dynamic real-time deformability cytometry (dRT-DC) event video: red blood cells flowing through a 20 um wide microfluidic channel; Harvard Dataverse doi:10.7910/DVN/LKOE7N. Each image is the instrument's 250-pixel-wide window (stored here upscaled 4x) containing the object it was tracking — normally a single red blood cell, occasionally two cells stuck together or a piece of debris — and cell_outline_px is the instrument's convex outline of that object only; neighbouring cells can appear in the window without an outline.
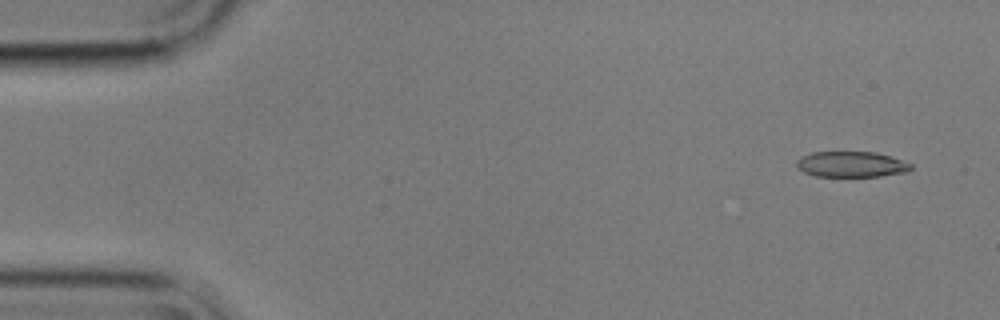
{"species": "common noctule bat (a hibernating species)", "species_latin": "Nyctalus noctula", "temperature_condition": "cold", "stored_images_in_passage": 56, "camera_frame_rate_fps": 3000, "um_per_image_px": 0.085, "animal": {"sex": "male", "body_mass_g": 17.9}, "frame": {"image": 1, "passage_image": 4, "time_ms": 1.0, "image_size_px": [1000, 320], "cell_outline_px": [[912, 168], [908, 172], [880, 176], [816, 176], [804, 172], [796, 164], [796, 160], [800, 156], [812, 152], [876, 152], [892, 156], [912, 164]], "centroid_in_image_um": [72.39, 13.96], "position_along_channel_um": 12.6, "area_um2": 17.17}}
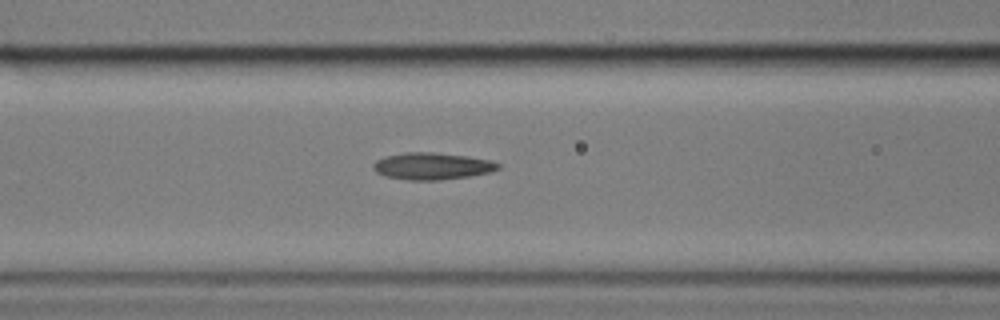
{"frame": {"image": 2, "passage_image": 23, "time_ms": 7.333, "image_size_px": [1000, 320], "cell_outline_px": [[500, 168], [492, 172], [472, 176], [440, 180], [408, 180], [384, 176], [376, 172], [372, 168], [372, 164], [376, 160], [384, 156], [404, 152], [432, 152], [468, 156], [492, 160], [500, 164]], "centroid_in_image_um": [36.73, 14.12], "position_along_channel_um": 129.9, "area_um2": 19.94}}
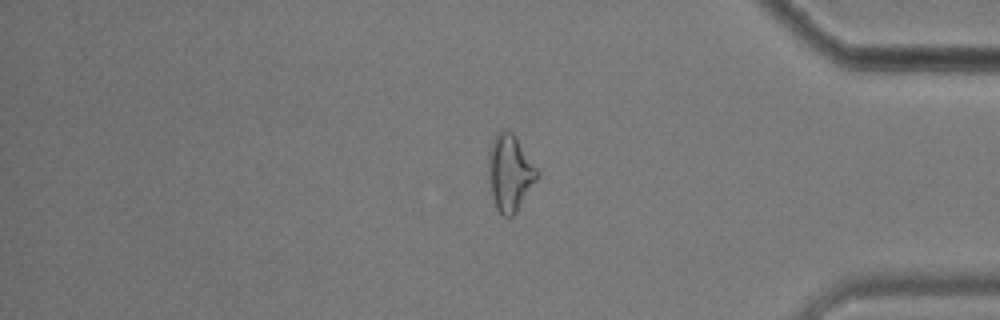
{"frame": {"image": 3, "passage_image": 47, "time_ms": 15.333, "image_size_px": [1000, 320], "cell_outline_px": [[540, 172], [536, 180], [516, 212], [508, 220], [496, 208], [492, 196], [488, 180], [488, 152], [492, 140], [496, 132], [500, 128], [504, 128], [512, 132], [516, 136]], "centroid_in_image_um": [43.32, 14.65], "position_along_channel_um": 391.9, "area_um2": 22.02}, "authors_computed_cell_mechanics": {"area_um2": 18.9006, "velocity_mm_per_s": 3.5733, "shape_relaxation_time_tau1_ms": null, "shape_relaxation_time_tau2_ms": 3.3166, "deformation_change_tau1": null, "deformation_change_tau2": 0.1224}}